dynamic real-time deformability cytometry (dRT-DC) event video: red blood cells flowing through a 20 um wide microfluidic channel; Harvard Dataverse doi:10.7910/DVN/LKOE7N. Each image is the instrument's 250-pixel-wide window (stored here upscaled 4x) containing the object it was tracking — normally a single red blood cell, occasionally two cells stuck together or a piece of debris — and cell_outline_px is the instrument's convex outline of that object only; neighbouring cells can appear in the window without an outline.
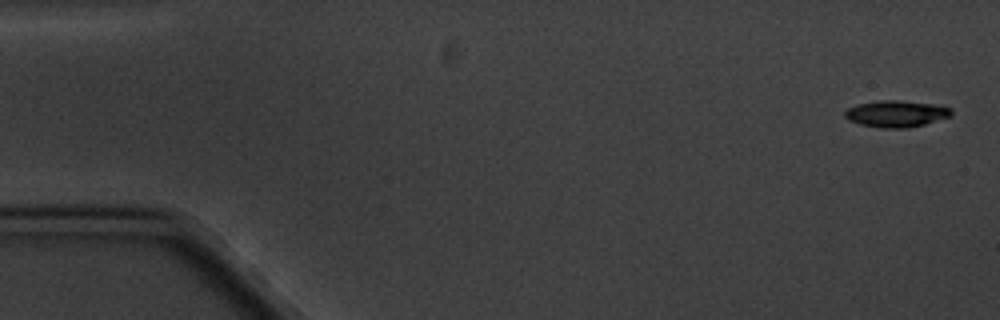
{"species": "common noctule bat (a hibernating species)", "species_latin": "Nyctalus noctula", "temperature_condition": "cold", "stored_images_in_passage": 6, "camera_frame_rate_fps": 3000, "um_per_image_px": 0.085, "animal": {"sex": "male", "body_mass_g": 20.1, "forearm_length_mm": 53.5}, "frame": {"image": 1, "passage_image": 1, "time_ms": 0.0, "image_size_px": [1000, 320], "cell_outline_px": [[952, 116], [924, 124], [908, 128], [880, 128], [860, 124], [848, 120], [844, 116], [844, 112], [848, 108], [860, 104], [880, 100], [896, 100], [944, 104], [952, 108]], "centroid_in_image_um": [76.24, 9.66], "position_along_channel_um": 8.8, "area_um2": 16.76}}
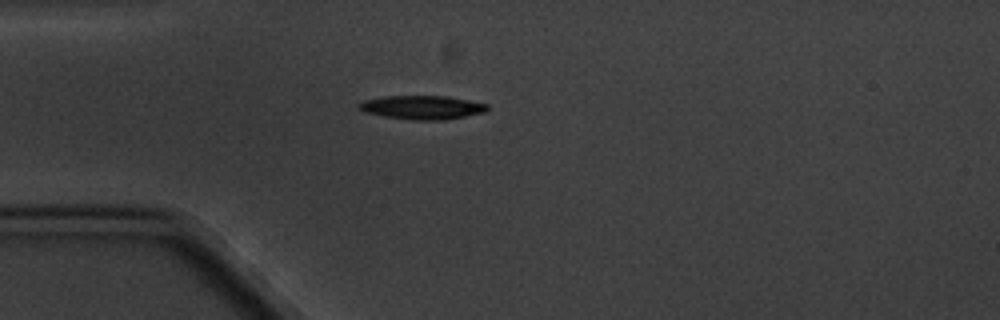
{"frame": {"image": 2, "passage_image": 5, "time_ms": 4.667, "image_size_px": [1000, 320], "cell_outline_px": [[488, 108], [484, 112], [444, 120], [412, 120], [384, 116], [364, 112], [356, 108], [356, 104], [364, 100], [384, 96], [448, 96], [488, 104]], "centroid_in_image_um": [35.83, 9.12], "position_along_channel_um": 49.2, "area_um2": 17.8}}